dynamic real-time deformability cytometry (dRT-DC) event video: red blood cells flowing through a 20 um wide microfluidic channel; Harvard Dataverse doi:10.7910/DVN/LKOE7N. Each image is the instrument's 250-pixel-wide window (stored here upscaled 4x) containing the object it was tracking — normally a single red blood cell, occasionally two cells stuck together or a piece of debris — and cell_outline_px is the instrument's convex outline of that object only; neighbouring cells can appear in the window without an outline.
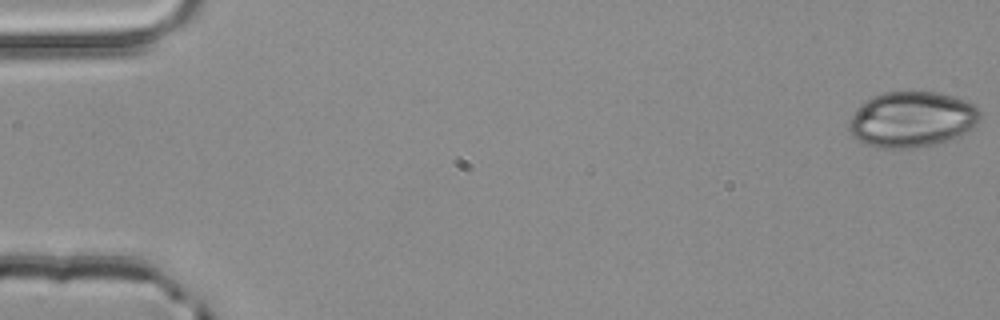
{"species": "common noctule bat (a hibernating species)", "species_latin": "Nyctalus noctula", "temperature_condition": "room temperature", "stored_images_in_passage": 4, "camera_frame_rate_fps": 3000, "um_per_image_px": 0.085, "animal": {"sex": "male", "body_mass_g": 20.4}, "frame": {"image": 1, "passage_image": 1, "time_ms": 0.0, "image_size_px": [1000, 320], "cell_outline_px": [[980, 116], [976, 124], [968, 132], [936, 144], [916, 148], [876, 148], [852, 136], [848, 128], [848, 124], [852, 116], [860, 104], [872, 96], [884, 92], [936, 92], [952, 96], [976, 104], [980, 112]], "centroid_in_image_um": [77.51, 10.15], "position_along_channel_um": 7.5, "area_um2": 42.54}}